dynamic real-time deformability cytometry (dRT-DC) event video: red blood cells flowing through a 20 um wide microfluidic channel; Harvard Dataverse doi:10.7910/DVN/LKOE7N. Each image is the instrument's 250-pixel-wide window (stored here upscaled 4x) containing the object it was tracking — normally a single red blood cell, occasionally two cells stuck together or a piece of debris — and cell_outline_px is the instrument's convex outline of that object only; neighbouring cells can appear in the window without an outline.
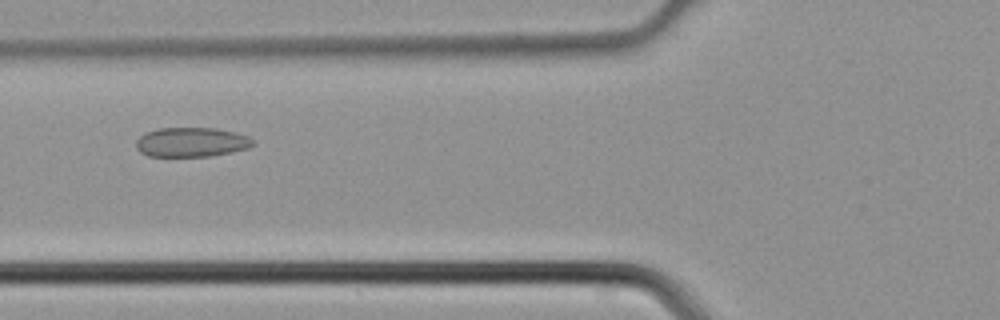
{"species": "common noctule bat (a hibernating species)", "species_latin": "Nyctalus noctula", "temperature_condition": "cold", "stored_images_in_passage": 39, "camera_frame_rate_fps": 3000, "um_per_image_px": 0.085, "animal": {"sex": "male", "body_mass_g": 21.5, "forearm_length_mm": 52.0}, "frame": {"image": 1, "passage_image": 12, "time_ms": 3.667, "image_size_px": [1000, 320], "cell_outline_px": [[256, 144], [248, 148], [208, 156], [148, 156], [140, 152], [136, 148], [136, 140], [140, 136], [148, 132], [160, 128], [216, 128], [236, 132], [248, 136], [256, 140]], "centroid_in_image_um": [16.3, 12.08], "position_along_channel_um": 109.5, "area_um2": 20.06}}
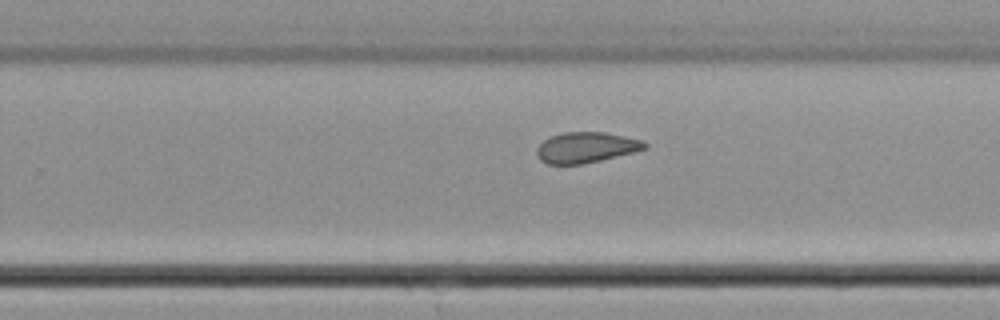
{"frame": {"image": 2, "passage_image": 23, "time_ms": 7.333, "image_size_px": [1000, 320], "cell_outline_px": [[648, 148], [636, 152], [584, 164], [548, 164], [540, 160], [536, 152], [536, 148], [548, 136], [564, 132], [604, 132], [644, 140], [648, 144]], "centroid_in_image_um": [49.84, 12.53], "position_along_channel_um": 280.0, "area_um2": 19.54}}
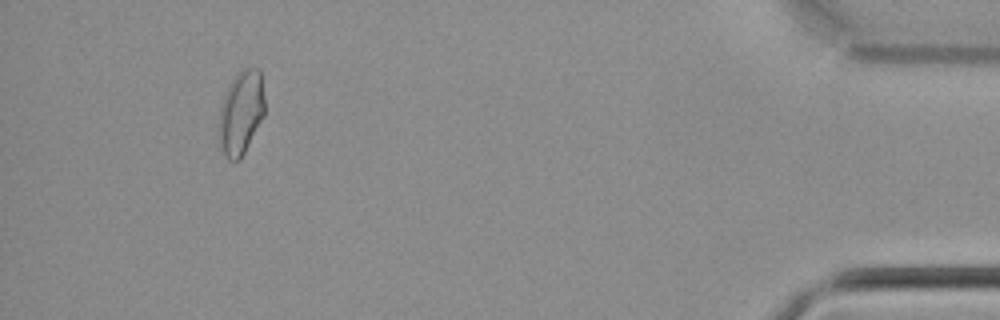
{"frame": {"image": 3, "passage_image": 36, "time_ms": 11.667, "image_size_px": [1000, 320], "cell_outline_px": [[264, 116], [240, 160], [228, 160], [224, 156], [216, 132], [220, 108], [228, 84], [244, 68], [260, 68], [264, 96]], "centroid_in_image_um": [20.46, 9.6], "position_along_channel_um": 414.7, "area_um2": 22.66}}